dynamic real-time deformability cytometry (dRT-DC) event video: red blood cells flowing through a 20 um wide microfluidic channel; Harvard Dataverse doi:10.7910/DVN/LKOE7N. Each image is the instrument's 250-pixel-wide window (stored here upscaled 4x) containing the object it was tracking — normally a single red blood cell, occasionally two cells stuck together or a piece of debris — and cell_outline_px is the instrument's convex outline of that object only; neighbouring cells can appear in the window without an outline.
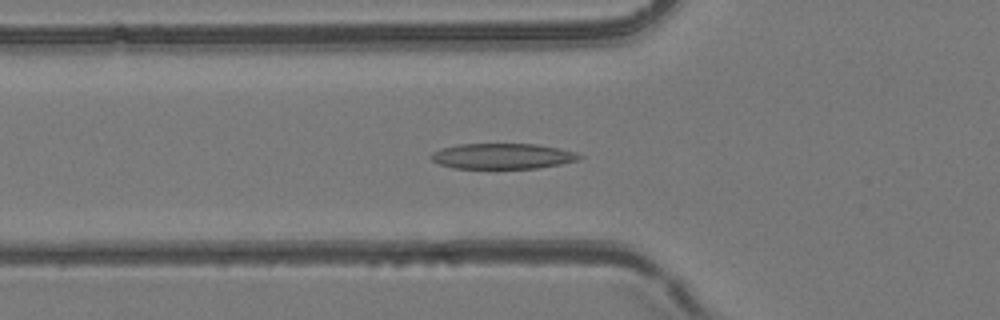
{"species": "common noctule bat (a hibernating species)", "species_latin": "Nyctalus noctula", "temperature_condition": "room temperature", "stored_images_in_passage": 38, "camera_frame_rate_fps": 3000, "um_per_image_px": 0.085, "animal": {"sex": "female", "body_mass_g": 24.6, "forearm_length_mm": 56.2}, "frame": {"image": 1, "passage_image": 8, "time_ms": 2.333, "image_size_px": [1000, 320], "cell_outline_px": [[584, 156], [576, 160], [560, 164], [540, 168], [452, 168], [440, 164], [432, 160], [428, 156], [432, 152], [440, 148], [460, 144], [536, 144], [576, 152]], "centroid_in_image_um": [42.67, 13.27], "position_along_channel_um": 83.1, "area_um2": 22.02}}
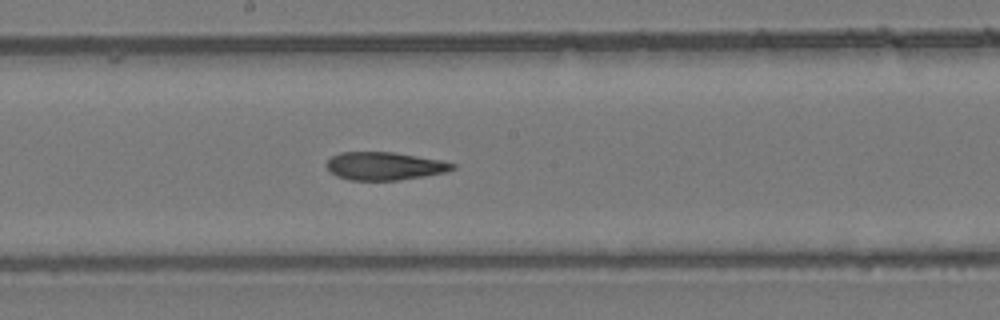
{"frame": {"image": 2, "passage_image": 18, "time_ms": 5.667, "image_size_px": [1000, 320], "cell_outline_px": [[456, 168], [444, 172], [424, 176], [400, 180], [348, 180], [336, 176], [324, 164], [332, 156], [340, 152], [392, 152], [440, 160], [456, 164]], "centroid_in_image_um": [32.66, 14.11], "position_along_channel_um": 215.5, "area_um2": 20.46}}
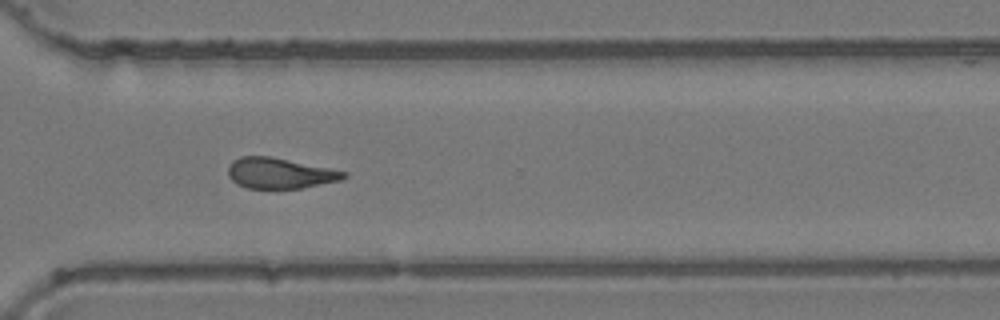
{"frame": {"image": 3, "passage_image": 28, "time_ms": 9.0, "image_size_px": [1000, 320], "cell_outline_px": [[348, 176], [340, 180], [300, 188], [248, 188], [236, 184], [228, 176], [228, 168], [232, 160], [240, 156], [272, 156], [348, 172]], "centroid_in_image_um": [23.76, 14.71], "position_along_channel_um": 346.8, "area_um2": 20.63}, "authors_computed_cell_mechanics": {"area_um2": 21.3282, "velocity_mm_per_s": 3.9511, "shape_relaxation_time_tau1_ms": 10.1638, "shape_relaxation_time_tau2_ms": 3.4022, "deformation_change_tau1": 0.2414, "deformation_change_tau2": 0.1328}}